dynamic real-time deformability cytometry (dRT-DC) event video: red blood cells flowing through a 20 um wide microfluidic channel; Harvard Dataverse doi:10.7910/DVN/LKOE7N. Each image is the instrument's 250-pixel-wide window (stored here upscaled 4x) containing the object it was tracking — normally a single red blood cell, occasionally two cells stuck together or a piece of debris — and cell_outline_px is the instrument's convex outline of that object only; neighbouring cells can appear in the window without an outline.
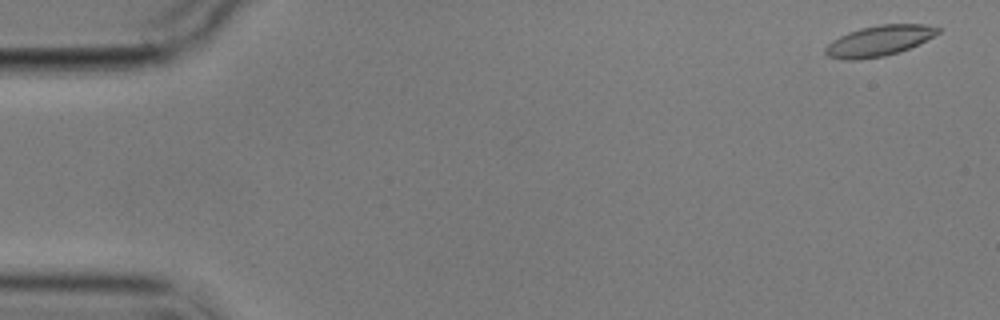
{"species": "common noctule bat (a hibernating species)", "species_latin": "Nyctalus noctula", "temperature_condition": "cold", "stored_images_in_passage": 4, "camera_frame_rate_fps": 3000, "um_per_image_px": 0.085, "animal": {"sex": "male", "body_mass_g": 17.9}, "frame": {"image": 1, "passage_image": 1, "time_ms": 0.0, "image_size_px": [1000, 320], "cell_outline_px": [[944, 28], [940, 32], [900, 52], [884, 56], [860, 60], [844, 60], [828, 56], [824, 52], [824, 48], [832, 40], [848, 32], [860, 28], [880, 24], [924, 24]], "centroid_in_image_um": [74.69, 3.47], "position_along_channel_um": 10.3, "area_um2": 20.06}}
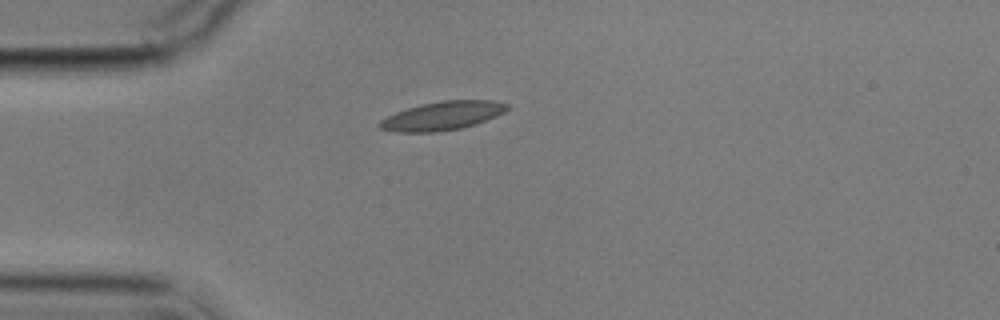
{"frame": {"image": 2, "passage_image": 4, "time_ms": 4.333, "image_size_px": [1000, 320], "cell_outline_px": [[508, 108], [504, 112], [496, 116], [476, 124], [460, 128], [432, 132], [396, 132], [380, 128], [376, 124], [380, 120], [396, 112], [420, 104], [440, 100], [492, 100], [508, 104]], "centroid_in_image_um": [37.59, 9.83], "position_along_channel_um": 47.4, "area_um2": 21.21}}